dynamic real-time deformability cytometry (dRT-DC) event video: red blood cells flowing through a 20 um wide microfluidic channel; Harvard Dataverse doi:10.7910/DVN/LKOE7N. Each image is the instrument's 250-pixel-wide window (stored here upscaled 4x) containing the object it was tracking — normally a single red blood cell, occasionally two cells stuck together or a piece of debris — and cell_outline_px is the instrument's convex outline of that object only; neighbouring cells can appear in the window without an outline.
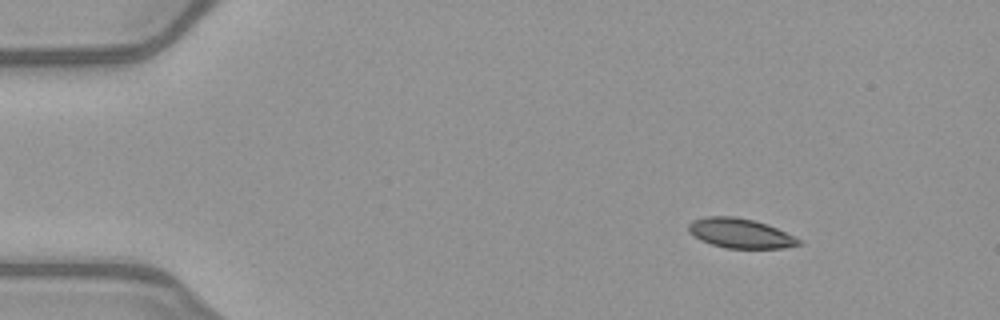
{"species": "common noctule bat (a hibernating species)", "species_latin": "Nyctalus noctula", "temperature_condition": "warm", "stored_images_in_passage": 53, "camera_frame_rate_fps": 3000, "um_per_image_px": 0.085, "animal": {"sex": "female", "body_mass_g": 21.9}, "frame": {"image": 1, "passage_image": 8, "time_ms": 2.333, "image_size_px": [1000, 320], "cell_outline_px": [[804, 244], [784, 248], [724, 248], [700, 240], [688, 232], [688, 224], [692, 220], [704, 216], [736, 216], [768, 224], [796, 236]], "centroid_in_image_um": [62.93, 19.82], "position_along_channel_um": 22.1, "area_um2": 19.31}}
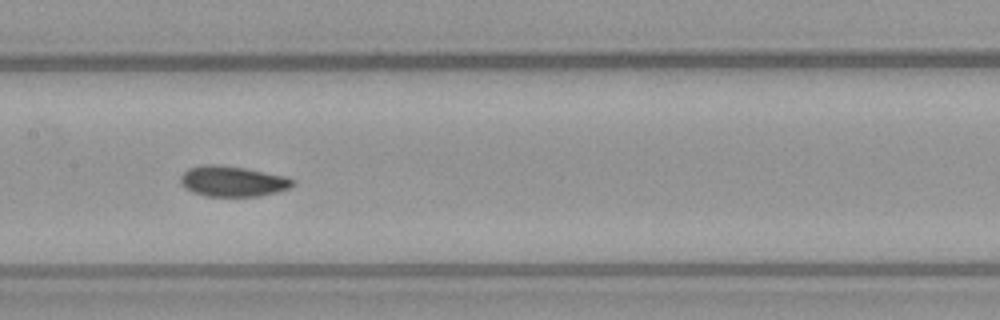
{"frame": {"image": 2, "passage_image": 27, "time_ms": 8.667, "image_size_px": [1000, 320], "cell_outline_px": [[296, 184], [288, 188], [276, 192], [260, 196], [204, 196], [192, 192], [184, 188], [180, 184], [180, 176], [188, 168], [204, 164], [216, 164], [244, 168], [284, 176], [296, 180]], "centroid_in_image_um": [19.74, 15.41], "position_along_channel_um": 187.7, "area_um2": 20.06}}
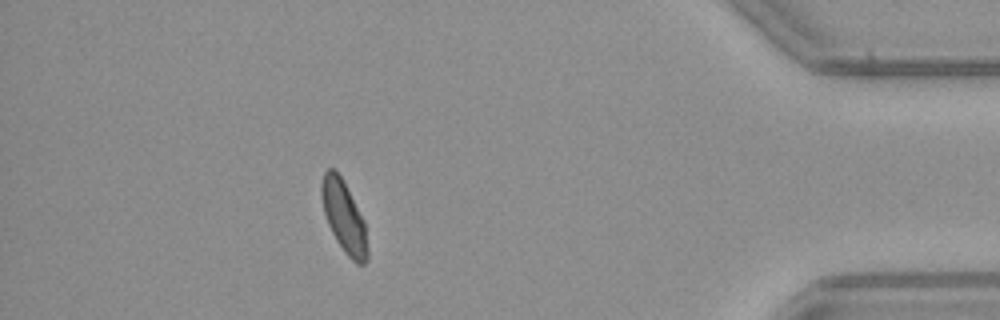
{"frame": {"image": 3, "passage_image": 47, "time_ms": 15.333, "image_size_px": [1000, 320], "cell_outline_px": [[368, 260], [364, 264], [356, 264], [344, 252], [336, 240], [328, 224], [324, 212], [320, 196], [320, 184], [324, 172], [328, 168], [336, 168], [364, 220], [368, 248]], "centroid_in_image_um": [29.22, 18.43], "position_along_channel_um": 406.0, "area_um2": 19.25}}